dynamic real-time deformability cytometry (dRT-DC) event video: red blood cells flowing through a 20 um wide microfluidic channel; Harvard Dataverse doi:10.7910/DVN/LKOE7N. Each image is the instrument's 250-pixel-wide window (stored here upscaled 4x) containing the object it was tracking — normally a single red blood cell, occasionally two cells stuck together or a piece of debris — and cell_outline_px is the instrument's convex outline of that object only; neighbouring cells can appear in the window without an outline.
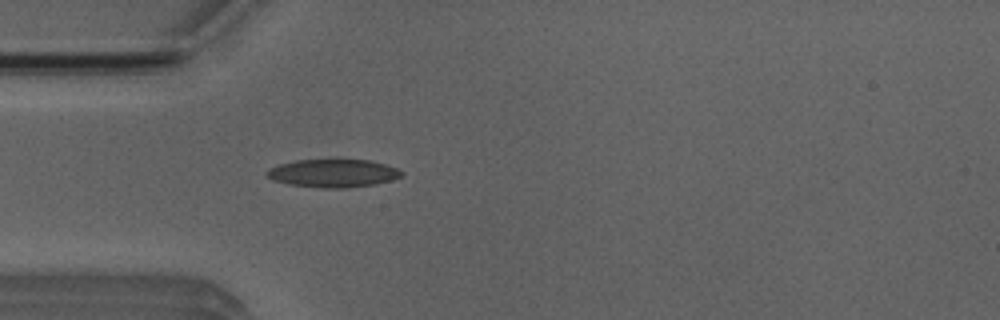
{"species": "Egyptian fruit bat (a non-hibernating species)", "species_latin": "Rousettus aegyptiacus", "temperature_condition": "room temperature", "stored_images_in_passage": 1, "camera_frame_rate_fps": 3000, "um_per_image_px": 0.085, "animal": {"sex": "male"}, "frame": {"image": 1, "passage_image": 1, "time_ms": 0.0, "image_size_px": [1000, 320], "cell_outline_px": [[404, 176], [392, 180], [376, 184], [348, 188], [324, 188], [288, 184], [272, 180], [264, 176], [264, 172], [280, 164], [296, 160], [336, 156], [372, 160], [396, 168], [404, 172]], "centroid_in_image_um": [28.33, 14.67], "position_along_channel_um": 56.7, "area_um2": 23.24}}